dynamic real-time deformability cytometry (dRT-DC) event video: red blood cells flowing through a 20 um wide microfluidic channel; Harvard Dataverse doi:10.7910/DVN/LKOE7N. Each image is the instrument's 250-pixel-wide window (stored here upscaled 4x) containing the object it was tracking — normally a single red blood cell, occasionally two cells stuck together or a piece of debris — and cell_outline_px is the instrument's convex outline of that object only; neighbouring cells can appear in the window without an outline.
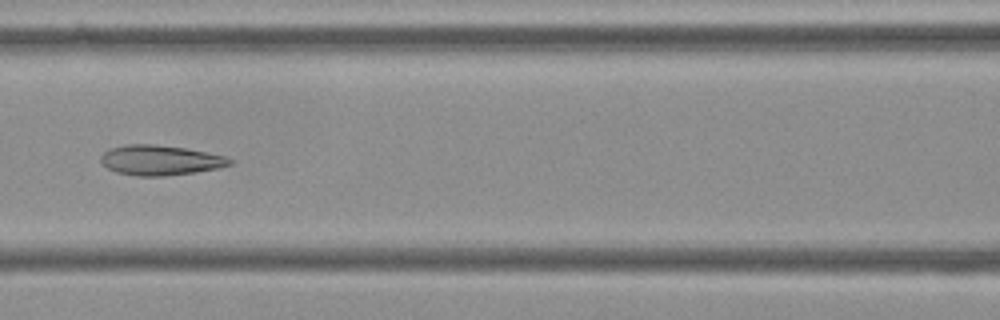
{"species": "Egyptian fruit bat (a non-hibernating species)", "species_latin": "Rousettus aegyptiacus", "temperature_condition": "cold", "stored_images_in_passage": 55, "camera_frame_rate_fps": 3000, "um_per_image_px": 0.085, "frame": {"image": 1, "passage_image": 24, "time_ms": 7.667, "image_size_px": [1000, 320], "cell_outline_px": [[232, 164], [216, 168], [196, 172], [164, 176], [136, 176], [116, 172], [108, 168], [100, 160], [100, 156], [104, 152], [112, 148], [124, 144], [156, 144], [184, 148], [224, 156], [232, 160]], "centroid_in_image_um": [13.58, 13.62], "position_along_channel_um": 153.0, "area_um2": 22.37}}
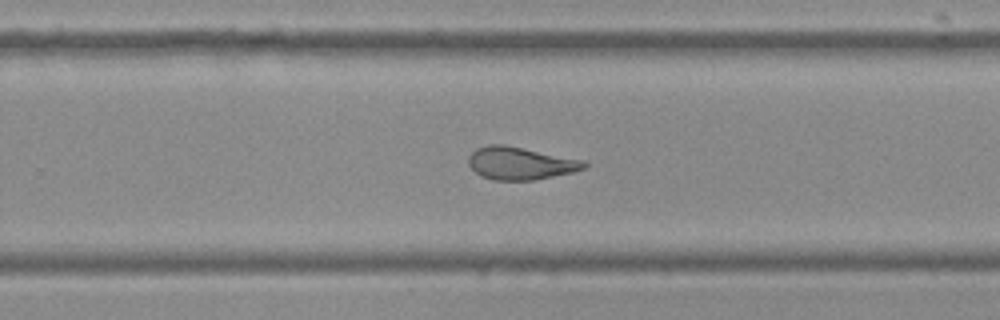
{"frame": {"image": 2, "passage_image": 35, "time_ms": 11.333, "image_size_px": [1000, 320], "cell_outline_px": [[588, 164], [584, 168], [572, 172], [532, 180], [496, 180], [480, 176], [468, 164], [468, 156], [476, 148], [488, 144], [504, 144], [584, 160]], "centroid_in_image_um": [44.2, 13.86], "position_along_channel_um": 285.6, "area_um2": 21.91}}
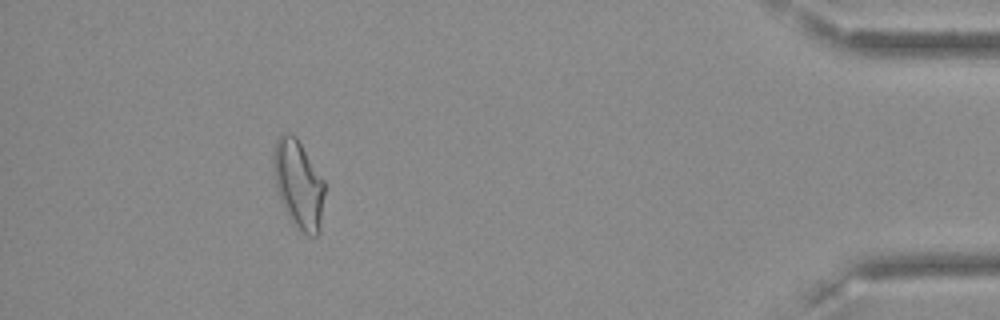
{"frame": {"image": 3, "passage_image": 50, "time_ms": 16.333, "image_size_px": [1000, 320], "cell_outline_px": [[324, 192], [320, 232], [316, 236], [308, 236], [296, 228], [292, 224], [280, 200], [276, 188], [272, 168], [272, 152], [276, 140], [280, 136], [288, 132], [292, 132], [296, 136], [324, 180]], "centroid_in_image_um": [25.35, 15.67], "position_along_channel_um": 409.9, "area_um2": 26.7}, "authors_computed_cell_mechanics": {"area_um2": 24.0448, "velocity_mm_per_s": 3.6266, "shape_relaxation_time_tau1_ms": 8.2375, "shape_relaxation_time_tau2_ms": 2.5572, "deformation_change_tau1": 0.1852, "deformation_change_tau2": 0.1017}}